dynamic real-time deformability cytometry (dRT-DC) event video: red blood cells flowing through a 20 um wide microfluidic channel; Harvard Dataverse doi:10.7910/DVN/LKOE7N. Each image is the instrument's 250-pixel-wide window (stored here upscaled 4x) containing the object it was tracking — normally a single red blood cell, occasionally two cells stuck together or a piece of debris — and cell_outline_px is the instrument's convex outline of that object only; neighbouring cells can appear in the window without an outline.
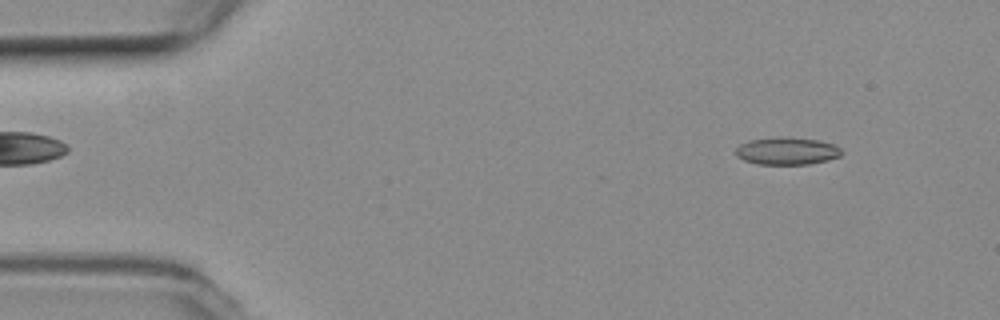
{"species": "common noctule bat (a hibernating species)", "species_latin": "Nyctalus noctula", "temperature_condition": "room temperature", "stored_images_in_passage": 53, "camera_frame_rate_fps": 3000, "um_per_image_px": 0.085, "animal": {"sex": "female", "body_mass_g": 19.3, "forearm_length_mm": 54.1}, "frame": {"image": 1, "passage_image": 5, "time_ms": 1.333, "image_size_px": [1000, 320], "cell_outline_px": [[844, 152], [840, 156], [828, 160], [808, 164], [756, 164], [744, 160], [736, 156], [736, 148], [740, 144], [748, 140], [784, 136], [788, 136], [816, 140], [832, 144], [840, 148]], "centroid_in_image_um": [66.88, 12.83], "position_along_channel_um": 18.1, "area_um2": 16.99}}
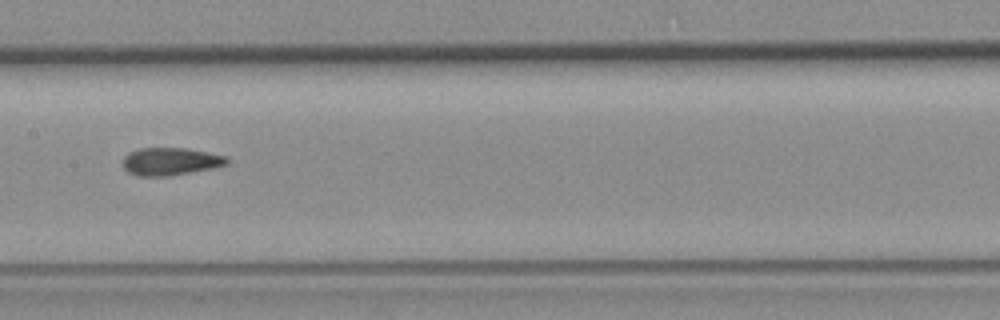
{"frame": {"image": 2, "passage_image": 26, "time_ms": 8.333, "image_size_px": [1000, 320], "cell_outline_px": [[228, 164], [216, 168], [168, 176], [136, 176], [128, 172], [124, 168], [124, 156], [128, 152], [140, 148], [184, 148], [224, 156], [228, 160]], "centroid_in_image_um": [14.46, 13.73], "position_along_channel_um": 192.9, "area_um2": 16.7}}
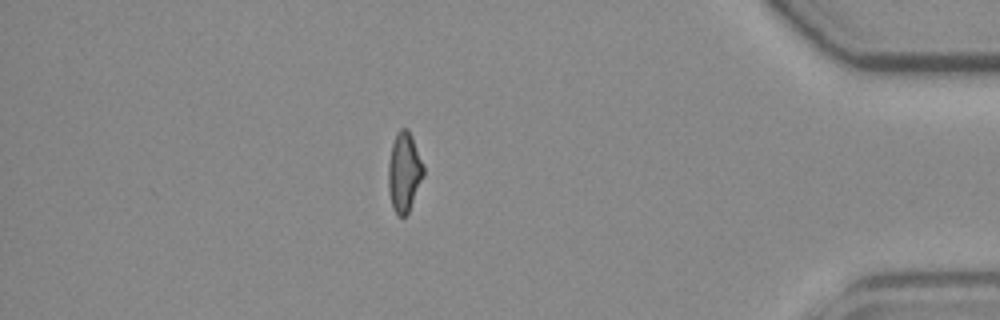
{"frame": {"image": 3, "passage_image": 46, "time_ms": 15.0, "image_size_px": [1000, 320], "cell_outline_px": [[424, 176], [408, 212], [404, 216], [396, 216], [392, 208], [388, 192], [388, 164], [392, 144], [396, 132], [400, 128], [408, 128], [412, 136], [424, 168]], "centroid_in_image_um": [34.33, 14.63], "position_along_channel_um": 400.9, "area_um2": 16.42}, "authors_computed_cell_mechanics": {"area_um2": 16.7042, "velocity_mm_per_s": 3.7879, "shape_relaxation_time_tau1_ms": null, "shape_relaxation_time_tau2_ms": 3.2186, "deformation_change_tau1": null, "deformation_change_tau2": 0.1183}}